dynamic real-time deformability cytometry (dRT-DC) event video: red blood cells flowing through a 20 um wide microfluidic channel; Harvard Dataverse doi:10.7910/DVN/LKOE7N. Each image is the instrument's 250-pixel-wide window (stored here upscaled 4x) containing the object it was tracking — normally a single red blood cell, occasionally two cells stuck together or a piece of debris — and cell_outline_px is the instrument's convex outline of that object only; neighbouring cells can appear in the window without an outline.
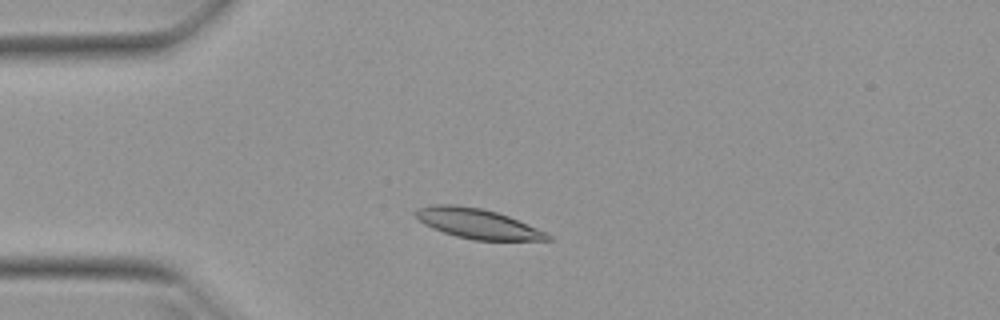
{"species": "Egyptian fruit bat (a non-hibernating species)", "species_latin": "Rousettus aegyptiacus", "temperature_condition": "warm", "stored_images_in_passage": 48, "camera_frame_rate_fps": 3000, "um_per_image_px": 0.085, "animal": {"sex": "female"}, "frame": {"image": 1, "passage_image": 9, "time_ms": 2.667, "image_size_px": [1000, 320], "cell_outline_px": [[552, 240], [472, 240], [456, 236], [432, 228], [424, 224], [412, 212], [420, 208], [432, 204], [452, 204], [480, 208], [496, 212], [508, 216], [548, 232], [552, 236]], "centroid_in_image_um": [40.61, 19.01], "position_along_channel_um": 44.4, "area_um2": 22.95}}
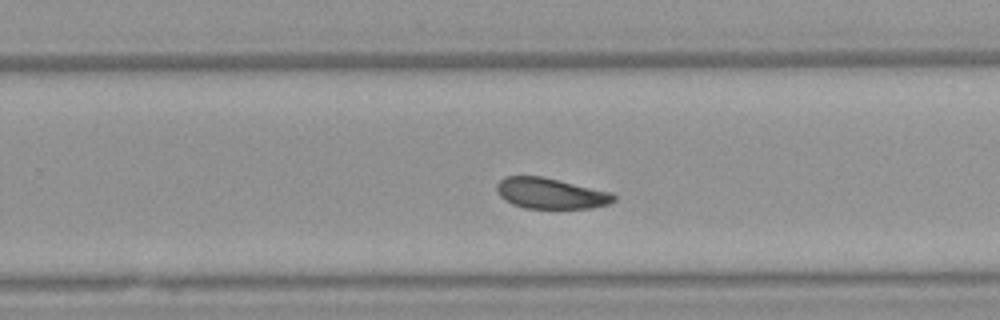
{"frame": {"image": 2, "passage_image": 29, "time_ms": 9.333, "image_size_px": [1000, 320], "cell_outline_px": [[616, 200], [608, 204], [592, 208], [524, 208], [512, 204], [504, 200], [500, 196], [496, 188], [496, 184], [504, 176], [540, 176], [612, 192], [616, 196]], "centroid_in_image_um": [46.8, 16.44], "position_along_channel_um": 283.0, "area_um2": 20.98}}
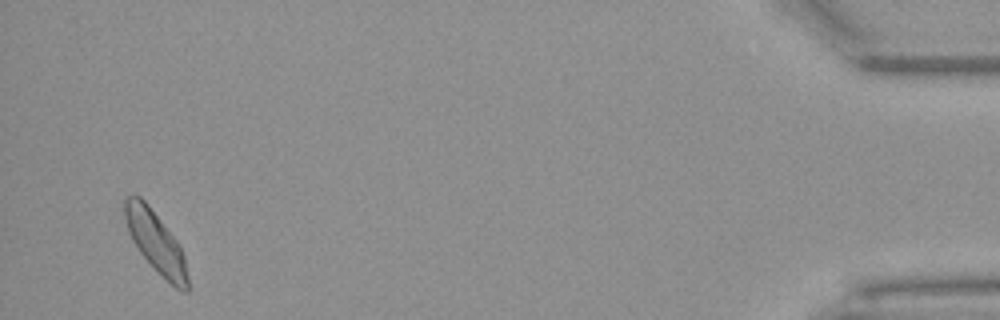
{"frame": {"image": 3, "passage_image": 46, "time_ms": 15.0, "image_size_px": [1000, 320], "cell_outline_px": [[188, 292], [180, 292], [140, 252], [132, 240], [128, 232], [124, 220], [124, 200], [128, 196], [140, 196], [148, 204], [176, 240], [184, 256], [188, 276]], "centroid_in_image_um": [13.22, 20.55], "position_along_channel_um": 422.0, "area_um2": 21.85}, "authors_computed_cell_mechanics": {"area_um2": 22.0796, "velocity_mm_per_s": 3.9147, "shape_relaxation_time_tau1_ms": 4.0269, "shape_relaxation_time_tau2_ms": 4.917, "deformation_change_tau1": 0.1087, "deformation_change_tau2": 0.1049}}